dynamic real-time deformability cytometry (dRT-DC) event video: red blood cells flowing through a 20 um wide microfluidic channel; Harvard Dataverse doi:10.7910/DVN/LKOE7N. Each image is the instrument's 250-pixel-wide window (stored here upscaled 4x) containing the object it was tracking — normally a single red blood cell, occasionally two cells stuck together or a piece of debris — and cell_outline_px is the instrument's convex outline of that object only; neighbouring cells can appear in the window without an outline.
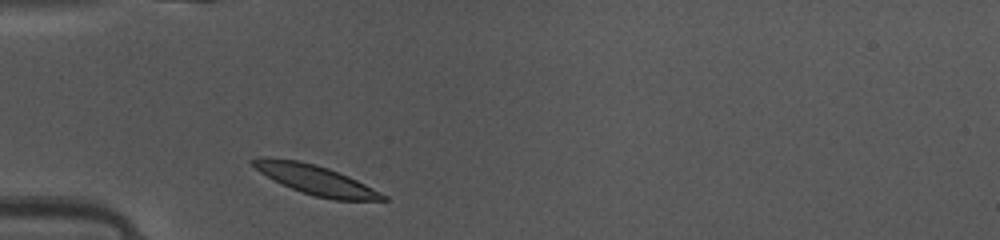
{"species": "common noctule bat (a hibernating species)", "species_latin": "Nyctalus noctula", "temperature_condition": "warm", "stored_images_in_passage": 35, "camera_frame_rate_fps": 3000, "um_per_image_px": 0.085, "animal": {"sex": "female", "body_mass_g": 10.0, "forearm_length_mm": 53.1}, "frame": {"image": 1, "passage_image": 1, "time_ms": 0.0, "image_size_px": [1000, 240], "cell_outline_px": [[388, 200], [336, 200], [316, 196], [292, 188], [260, 172], [248, 160], [260, 156], [268, 156], [296, 160], [328, 168], [348, 176], [388, 196]], "centroid_in_image_um": [26.81, 15.27], "position_along_channel_um": 58.2, "area_um2": 21.85}}
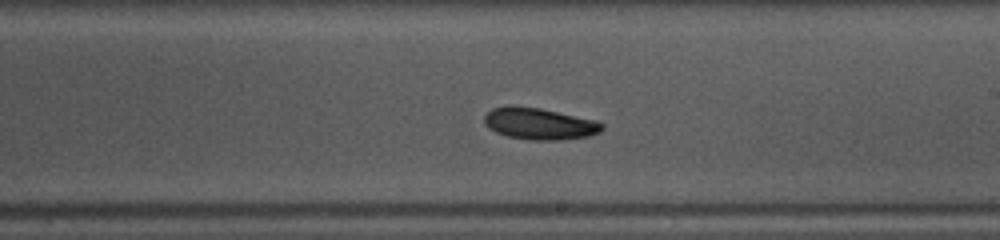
{"frame": {"image": 2, "passage_image": 15, "time_ms": 4.667, "image_size_px": [1000, 240], "cell_outline_px": [[604, 128], [600, 132], [588, 136], [560, 140], [528, 140], [508, 136], [496, 132], [488, 128], [484, 124], [484, 116], [492, 108], [508, 104], [512, 104], [540, 108], [600, 120], [604, 124]], "centroid_in_image_um": [45.86, 10.49], "position_along_channel_um": 243.1, "area_um2": 22.25}}
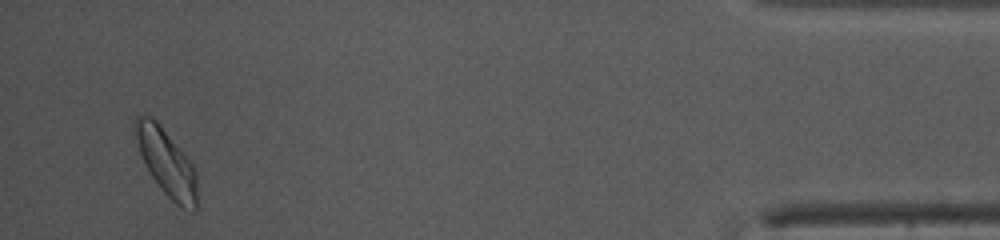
{"frame": {"image": 3, "passage_image": 33, "time_ms": 10.667, "image_size_px": [1000, 240], "cell_outline_px": [[196, 212], [192, 212], [176, 204], [164, 192], [152, 176], [140, 152], [132, 124], [136, 116], [152, 116], [156, 120], [192, 164], [196, 172]], "centroid_in_image_um": [14.15, 13.8], "position_along_channel_um": 421.1, "area_um2": 23.41}, "authors_computed_cell_mechanics": {"area_um2": 21.5594, "velocity_mm_per_s": 4.0957, "shape_relaxation_time_tau1_ms": 5.3064, "shape_relaxation_time_tau2_ms": 8.7684, "deformation_change_tau1": 0.1463, "deformation_change_tau2": 0.1717}}